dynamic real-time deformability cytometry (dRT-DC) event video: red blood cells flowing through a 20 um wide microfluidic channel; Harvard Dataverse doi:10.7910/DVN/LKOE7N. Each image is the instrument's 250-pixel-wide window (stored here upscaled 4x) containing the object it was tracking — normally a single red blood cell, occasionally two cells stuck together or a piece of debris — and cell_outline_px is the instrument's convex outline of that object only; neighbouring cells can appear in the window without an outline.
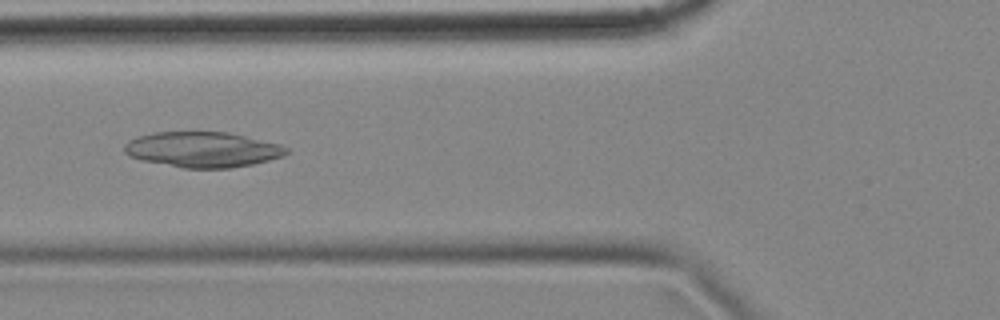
{"species": "common noctule bat (a hibernating species)", "species_latin": "Nyctalus noctula", "temperature_condition": "cold", "stored_images_in_passage": 10, "camera_frame_rate_fps": 3000, "um_per_image_px": 0.085, "animal": {"sex": "female", "body_mass_g": 18.4}, "frame": {"image": 1, "passage_image": 5, "time_ms": 1.333, "image_size_px": [1000, 320], "cell_outline_px": [[288, 152], [284, 156], [252, 164], [232, 168], [184, 168], [140, 160], [128, 156], [124, 152], [124, 144], [128, 140], [136, 136], [156, 132], [228, 132], [280, 144], [288, 148]], "centroid_in_image_um": [17.19, 12.71], "position_along_channel_um": 108.6, "area_um2": 33.58}}
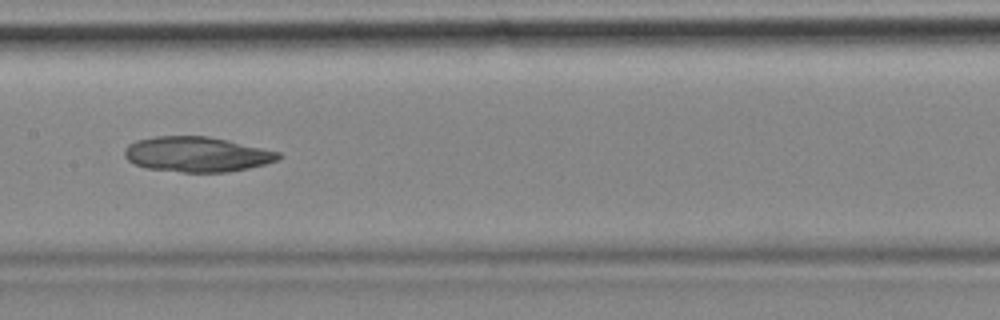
{"frame": {"image": 2, "passage_image": 7, "time_ms": 2.0, "image_size_px": [1000, 320], "cell_outline_px": [[280, 160], [248, 168], [228, 172], [180, 172], [148, 168], [132, 164], [124, 156], [124, 148], [128, 144], [136, 140], [156, 136], [208, 136], [228, 140], [280, 152]], "centroid_in_image_um": [16.71, 13.11], "position_along_channel_um": 190.7, "area_um2": 31.62}}
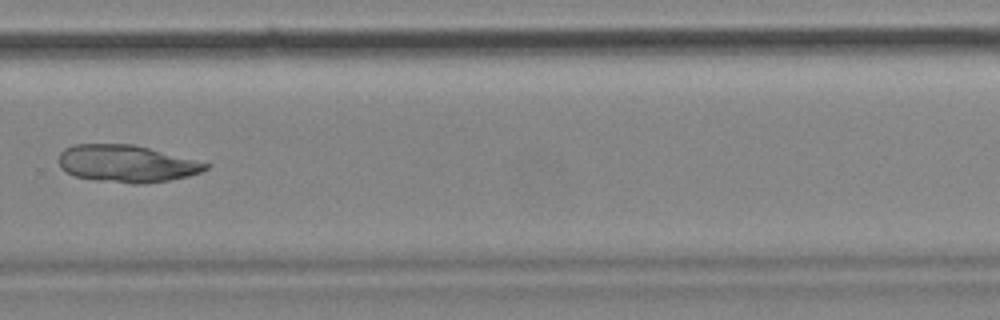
{"frame": {"image": 3, "passage_image": 10, "time_ms": 3.0, "image_size_px": [1000, 320], "cell_outline_px": [[212, 164], [208, 168], [200, 172], [188, 176], [168, 180], [140, 184], [132, 184], [96, 180], [76, 176], [60, 168], [60, 152], [64, 148], [72, 144], [132, 144]], "centroid_in_image_um": [10.75, 13.91], "position_along_channel_um": 319.0, "area_um2": 31.62}}